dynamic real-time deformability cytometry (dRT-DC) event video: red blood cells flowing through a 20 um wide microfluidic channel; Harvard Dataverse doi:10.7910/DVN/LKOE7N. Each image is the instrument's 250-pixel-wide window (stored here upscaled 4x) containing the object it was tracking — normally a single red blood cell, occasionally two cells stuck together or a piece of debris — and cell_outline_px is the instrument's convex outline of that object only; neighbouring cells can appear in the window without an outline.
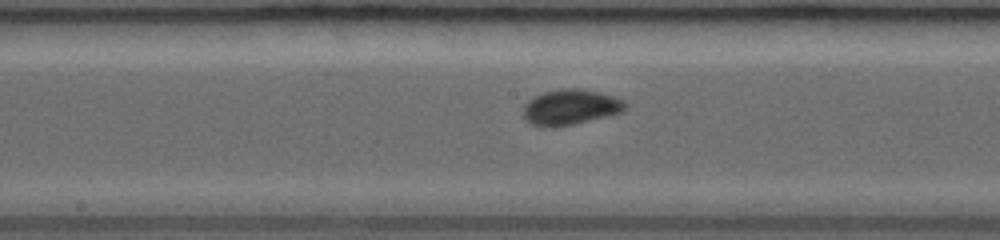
{"species": "common noctule bat (a hibernating species)", "species_latin": "Nyctalus noctula", "temperature_condition": "room temperature", "stored_images_in_passage": 36, "camera_frame_rate_fps": 3000, "um_per_image_px": 0.085, "animal": {"sex": "female", "body_mass_g": 19.0, "forearm_length_mm": 53.3}, "frame": {"image": 1, "passage_image": 12, "time_ms": 2.0, "image_size_px": [1000, 240], "cell_outline_px": [[628, 108], [620, 112], [608, 116], [572, 124], [552, 128], [532, 124], [524, 120], [524, 104], [532, 96], [544, 92], [560, 88], [580, 88], [600, 92], [624, 100], [628, 104]], "centroid_in_image_um": [48.48, 9.09], "position_along_channel_um": 199.7, "area_um2": 21.27}}
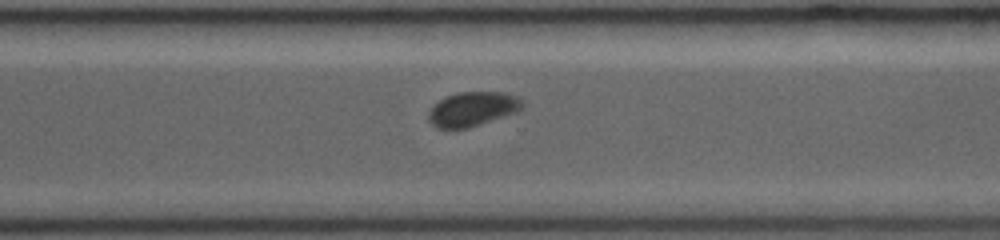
{"frame": {"image": 2, "passage_image": 26, "time_ms": 5.0, "image_size_px": [1000, 240], "cell_outline_px": [[524, 108], [516, 112], [468, 128], [436, 128], [428, 120], [428, 112], [444, 96], [456, 92], [504, 92], [516, 96], [524, 100]], "centroid_in_image_um": [40.19, 9.25], "position_along_channel_um": 330.4, "area_um2": 18.84}}
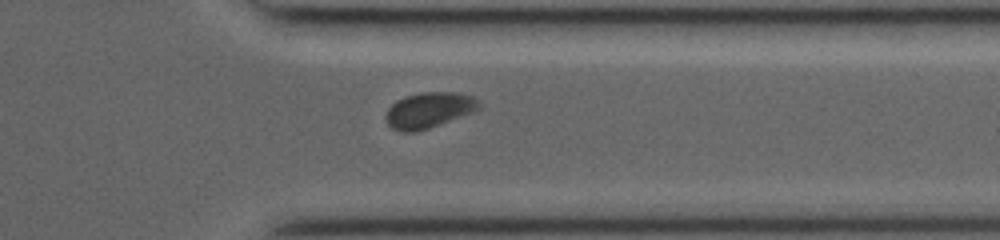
{"frame": {"image": 3, "passage_image": 31, "time_ms": 6.0, "image_size_px": [1000, 240], "cell_outline_px": [[480, 108], [472, 112], [428, 128], [412, 132], [400, 132], [392, 128], [388, 124], [384, 116], [388, 108], [396, 100], [408, 96], [424, 92], [456, 92], [472, 96], [480, 104]], "centroid_in_image_um": [36.42, 9.36], "position_along_channel_um": 375.0, "area_um2": 19.07}}